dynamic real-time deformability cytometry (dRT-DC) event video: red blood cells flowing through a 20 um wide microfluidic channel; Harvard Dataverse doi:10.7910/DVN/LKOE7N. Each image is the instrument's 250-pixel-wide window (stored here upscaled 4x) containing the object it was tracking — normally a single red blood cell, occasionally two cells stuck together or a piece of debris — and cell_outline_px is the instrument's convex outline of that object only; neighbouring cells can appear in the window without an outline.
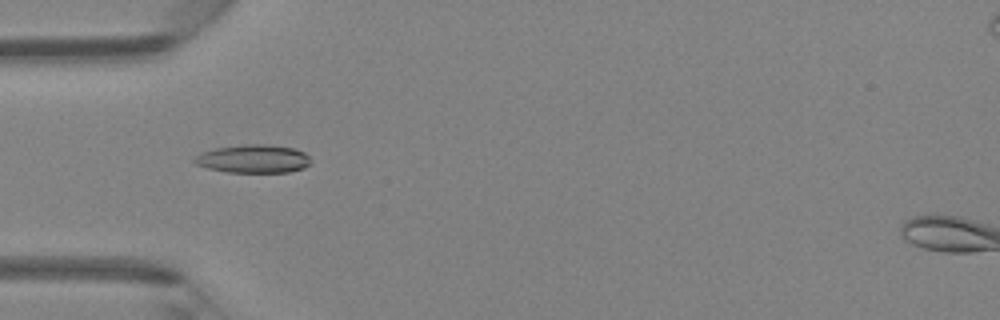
{"species": "Egyptian fruit bat (a non-hibernating species)", "species_latin": "Rousettus aegyptiacus", "temperature_condition": "room temperature", "stored_images_in_passage": 47, "camera_frame_rate_fps": 3000, "um_per_image_px": 0.085, "animal": {"sex": "female"}, "frame": {"image": 1, "passage_image": 15, "time_ms": 4.667, "image_size_px": [1000, 320], "cell_outline_px": [[312, 160], [304, 168], [288, 172], [228, 172], [208, 168], [196, 164], [192, 160], [200, 152], [216, 148], [244, 144], [260, 144], [292, 148], [304, 152]], "centroid_in_image_um": [21.51, 13.5], "position_along_channel_um": 63.5, "area_um2": 19.02}}
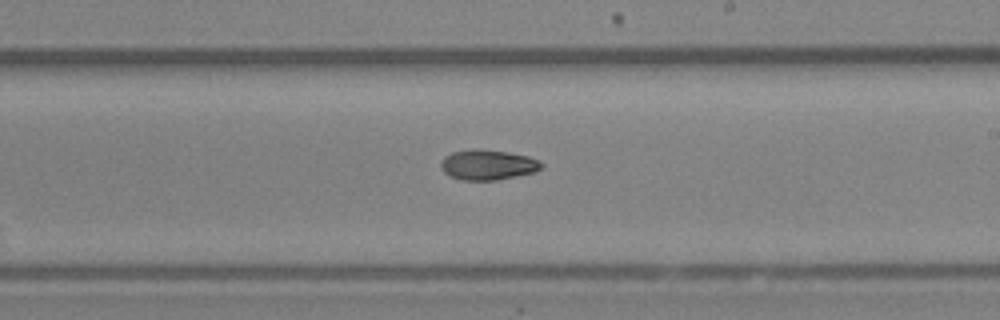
{"frame": {"image": 2, "passage_image": 28, "time_ms": 9.0, "image_size_px": [1000, 320], "cell_outline_px": [[544, 164], [536, 172], [496, 180], [460, 180], [444, 172], [440, 168], [440, 160], [444, 156], [452, 152], [476, 148], [508, 152], [528, 156], [540, 160]], "centroid_in_image_um": [41.45, 14.0], "position_along_channel_um": 247.5, "area_um2": 17.86}}
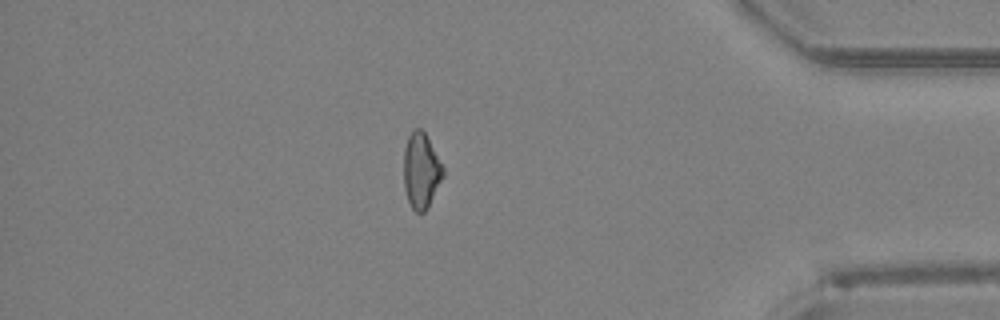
{"frame": {"image": 3, "passage_image": 41, "time_ms": 13.333, "image_size_px": [1000, 320], "cell_outline_px": [[444, 176], [428, 208], [424, 212], [416, 212], [412, 208], [408, 200], [404, 188], [404, 148], [408, 136], [416, 128], [420, 128], [424, 132], [444, 168]], "centroid_in_image_um": [35.8, 14.53], "position_along_channel_um": 399.4, "area_um2": 17.22}, "authors_computed_cell_mechanics": {"area_um2": 17.8602, "velocity_mm_per_s": 4.2925, "shape_relaxation_time_tau1_ms": 5.0269, "shape_relaxation_time_tau2_ms": null, "deformation_change_tau1": 0.1458, "deformation_change_tau2": null}}